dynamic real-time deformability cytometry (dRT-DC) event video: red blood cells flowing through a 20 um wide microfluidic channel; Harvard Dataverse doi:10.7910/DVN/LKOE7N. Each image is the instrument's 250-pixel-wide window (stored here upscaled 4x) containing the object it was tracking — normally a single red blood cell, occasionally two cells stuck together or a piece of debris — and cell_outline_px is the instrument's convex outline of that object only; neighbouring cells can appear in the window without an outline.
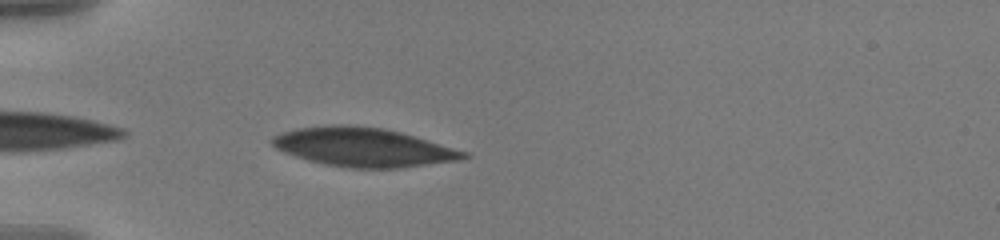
{"species": "human", "species_latin": "Homo sapiens", "temperature_condition": "warm", "stored_images_in_passage": 38, "camera_frame_rate_fps": 3000, "um_per_image_px": 0.085, "donor": {"sex": "male"}, "frame": {"image": 1, "passage_image": 2, "time_ms": 0.333, "image_size_px": [1000, 240], "cell_outline_px": [[472, 156], [460, 160], [400, 168], [352, 168], [324, 164], [308, 160], [284, 152], [276, 148], [268, 140], [272, 136], [296, 128], [332, 124], [348, 124], [384, 128], [400, 132], [468, 152]], "centroid_in_image_um": [30.87, 12.5], "position_along_channel_um": 54.1, "area_um2": 43.41}}
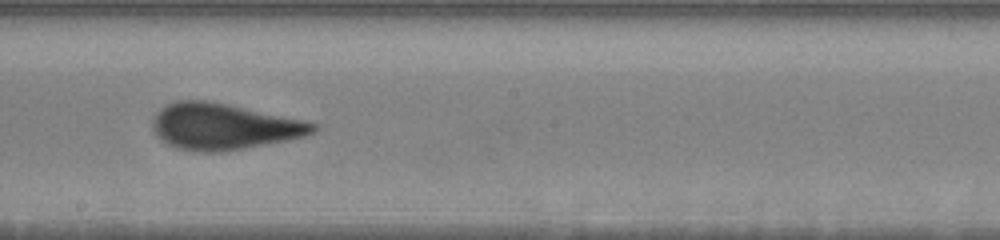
{"frame": {"image": 2, "passage_image": 18, "time_ms": 5.667, "image_size_px": [1000, 240], "cell_outline_px": [[320, 128], [316, 132], [304, 136], [288, 140], [244, 148], [220, 152], [200, 152], [176, 148], [160, 140], [156, 136], [152, 128], [152, 120], [156, 112], [160, 108], [176, 100], [208, 100], [228, 104], [304, 120], [316, 124]], "centroid_in_image_um": [18.98, 10.75], "position_along_channel_um": 229.2, "area_um2": 43.41}}
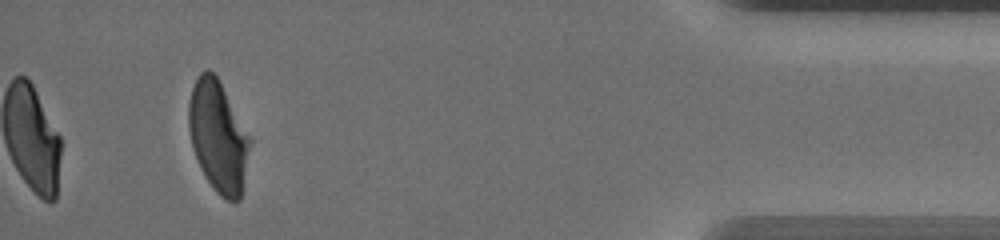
{"frame": {"image": 3, "passage_image": 38, "time_ms": 12.333, "image_size_px": [1000, 240], "cell_outline_px": [[252, 140], [240, 200], [236, 204], [232, 204], [220, 196], [216, 192], [204, 176], [200, 168], [192, 144], [188, 128], [188, 104], [192, 88], [200, 72], [204, 68], [208, 68], [216, 76]], "centroid_in_image_um": [18.54, 11.65], "position_along_channel_um": 416.7, "area_um2": 39.65}, "authors_computed_cell_mechanics": {"area_um2": 42.5697, "velocity_mm_per_s": 3.5937, "shape_relaxation_time_tau1_ms": 7.2765, "shape_relaxation_time_tau2_ms": null, "deformation_change_tau1": 0.2135, "deformation_change_tau2": null}}